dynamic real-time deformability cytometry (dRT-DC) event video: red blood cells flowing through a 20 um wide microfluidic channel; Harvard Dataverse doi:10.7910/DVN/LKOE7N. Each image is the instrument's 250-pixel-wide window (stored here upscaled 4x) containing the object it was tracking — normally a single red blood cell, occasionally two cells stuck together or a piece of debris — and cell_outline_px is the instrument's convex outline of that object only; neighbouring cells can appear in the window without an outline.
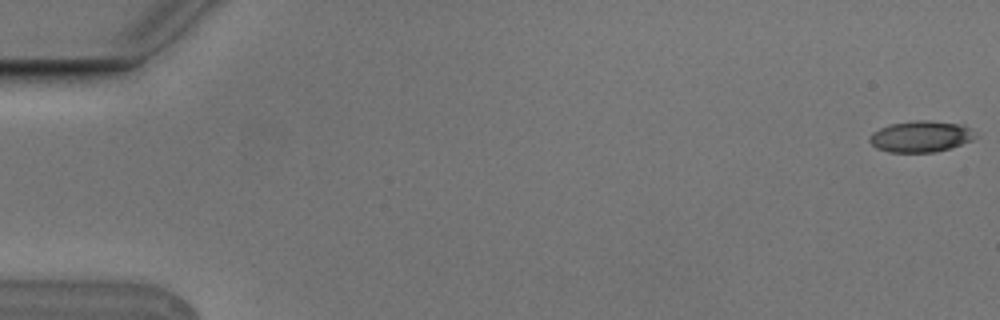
{"species": "Egyptian fruit bat (a non-hibernating species)", "species_latin": "Rousettus aegyptiacus", "temperature_condition": "cold", "stored_images_in_passage": 6, "camera_frame_rate_fps": 3000, "um_per_image_px": 0.085, "animal": {"sex": "male"}, "frame": {"image": 1, "passage_image": 1, "time_ms": 0.0, "image_size_px": [1000, 320], "cell_outline_px": [[980, 136], [972, 140], [952, 148], [936, 152], [888, 152], [876, 148], [868, 140], [868, 136], [872, 132], [880, 128], [892, 124], [916, 120], [928, 120], [964, 124]], "centroid_in_image_um": [78.3, 11.6], "position_along_channel_um": 6.7, "area_um2": 19.54}}